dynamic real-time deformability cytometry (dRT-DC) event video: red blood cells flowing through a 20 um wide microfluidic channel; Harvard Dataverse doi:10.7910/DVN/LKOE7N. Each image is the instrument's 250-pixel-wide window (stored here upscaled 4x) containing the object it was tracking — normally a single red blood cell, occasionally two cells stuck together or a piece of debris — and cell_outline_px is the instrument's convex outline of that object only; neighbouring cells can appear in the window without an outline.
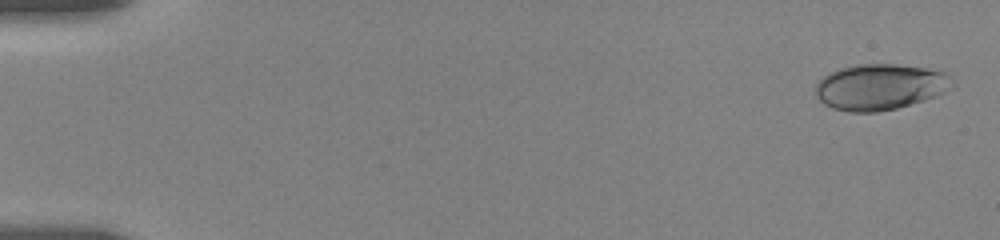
{"species": "human", "species_latin": "Homo sapiens", "temperature_condition": "room temperature", "stored_images_in_passage": 56, "camera_frame_rate_fps": 3000, "um_per_image_px": 0.085, "donor": {"sex": "female"}, "frame": {"image": 1, "passage_image": 2, "time_ms": 0.333, "image_size_px": [1000, 240], "cell_outline_px": [[956, 84], [952, 88], [936, 96], [924, 100], [896, 108], [876, 112], [848, 112], [832, 108], [824, 104], [816, 96], [816, 84], [828, 72], [840, 68], [856, 64], [896, 64], [924, 68], [944, 72]], "centroid_in_image_um": [74.79, 7.39], "position_along_channel_um": 10.2, "area_um2": 36.65}}
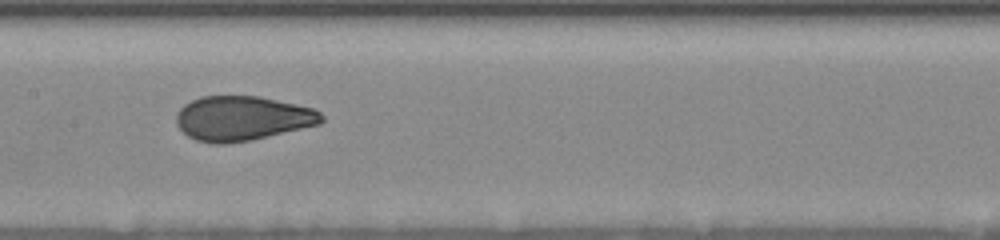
{"frame": {"image": 2, "passage_image": 29, "time_ms": 9.333, "image_size_px": [1000, 240], "cell_outline_px": [[324, 120], [320, 124], [248, 140], [224, 144], [212, 144], [196, 140], [188, 136], [176, 124], [176, 112], [184, 104], [200, 96], [256, 96], [296, 104], [312, 108], [320, 112], [324, 116]], "centroid_in_image_um": [20.56, 10.05], "position_along_channel_um": 186.8, "area_um2": 37.51}}
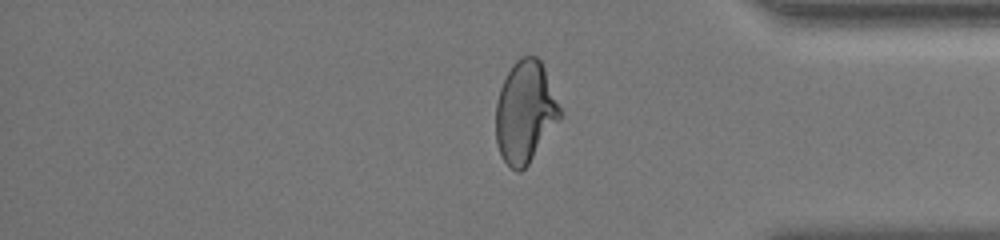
{"frame": {"image": 3, "passage_image": 47, "time_ms": 15.333, "image_size_px": [1000, 240], "cell_outline_px": [[564, 116], [528, 164], [520, 172], [516, 172], [500, 156], [496, 140], [496, 104], [500, 88], [512, 64], [520, 56], [536, 56], [540, 60], [544, 68], [564, 112]], "centroid_in_image_um": [44.67, 9.53], "position_along_channel_um": 390.5, "area_um2": 38.49}, "authors_computed_cell_mechanics": {"area_um2": 37.7434, "velocity_mm_per_s": 3.6287, "shape_relaxation_time_tau1_ms": 7.4387, "shape_relaxation_time_tau2_ms": 0.7834, "deformation_change_tau1": 0.2127, "deformation_change_tau2": 0.0657}}